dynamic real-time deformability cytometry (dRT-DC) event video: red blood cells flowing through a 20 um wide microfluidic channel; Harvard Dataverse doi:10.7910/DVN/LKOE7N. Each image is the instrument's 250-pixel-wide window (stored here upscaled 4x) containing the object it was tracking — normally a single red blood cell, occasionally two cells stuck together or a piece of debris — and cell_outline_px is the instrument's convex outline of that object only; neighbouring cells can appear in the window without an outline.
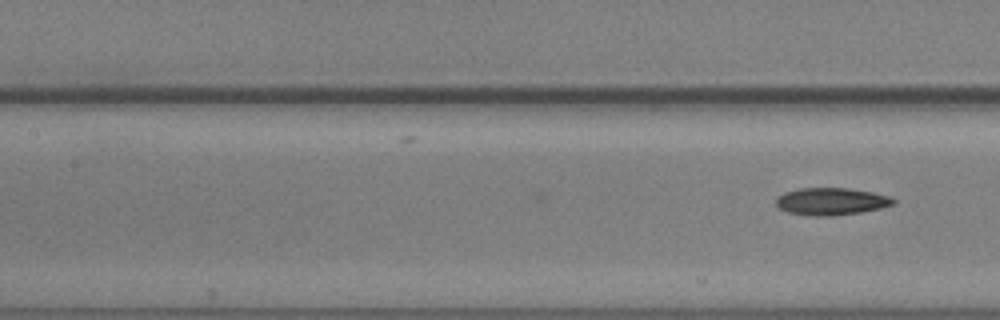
{"species": "common noctule bat (a hibernating species)", "species_latin": "Nyctalus noctula", "temperature_condition": "warm", "stored_images_in_passage": 8, "camera_frame_rate_fps": 3000, "um_per_image_px": 0.085, "animal": {"sex": "male", "body_mass_g": 20.5, "forearm_length_mm": 52.5}, "frame": {"image": 1, "passage_image": 8, "time_ms": 2.333, "image_size_px": [1000, 320], "cell_outline_px": [[896, 204], [880, 208], [860, 212], [832, 216], [812, 216], [788, 212], [780, 208], [776, 204], [776, 196], [784, 192], [800, 188], [848, 188], [872, 192], [892, 196], [896, 200]], "centroid_in_image_um": [70.67, 17.11], "position_along_channel_um": 136.7, "area_um2": 18.79}}